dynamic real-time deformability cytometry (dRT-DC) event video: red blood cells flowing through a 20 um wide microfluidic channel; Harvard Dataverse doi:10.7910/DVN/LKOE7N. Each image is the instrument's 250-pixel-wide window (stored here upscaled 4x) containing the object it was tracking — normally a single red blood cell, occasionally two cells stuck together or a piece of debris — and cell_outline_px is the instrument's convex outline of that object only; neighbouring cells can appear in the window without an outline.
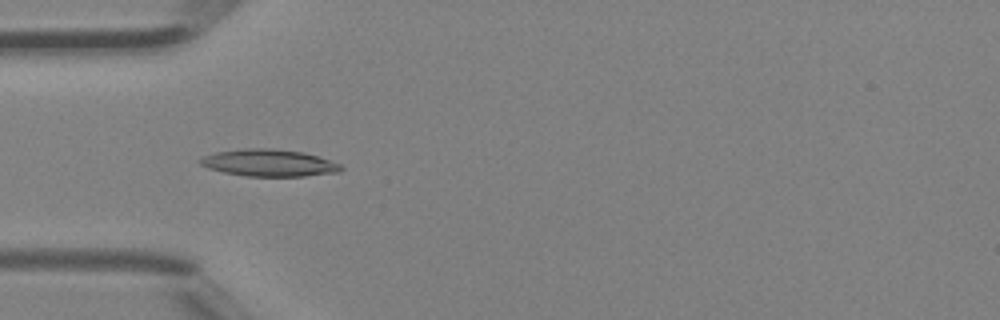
{"species": "Egyptian fruit bat (a non-hibernating species)", "species_latin": "Rousettus aegyptiacus", "temperature_condition": "room temperature", "stored_images_in_passage": 3, "camera_frame_rate_fps": 3000, "um_per_image_px": 0.085, "animal": {"sex": "female"}, "frame": {"image": 1, "passage_image": 3, "time_ms": 0.667, "image_size_px": [1000, 320], "cell_outline_px": [[344, 168], [340, 172], [304, 176], [244, 176], [224, 172], [208, 168], [200, 164], [200, 160], [204, 156], [216, 152], [244, 148], [272, 148], [304, 152], [340, 164]], "centroid_in_image_um": [22.87, 13.84], "position_along_channel_um": 62.1, "area_um2": 22.08}}